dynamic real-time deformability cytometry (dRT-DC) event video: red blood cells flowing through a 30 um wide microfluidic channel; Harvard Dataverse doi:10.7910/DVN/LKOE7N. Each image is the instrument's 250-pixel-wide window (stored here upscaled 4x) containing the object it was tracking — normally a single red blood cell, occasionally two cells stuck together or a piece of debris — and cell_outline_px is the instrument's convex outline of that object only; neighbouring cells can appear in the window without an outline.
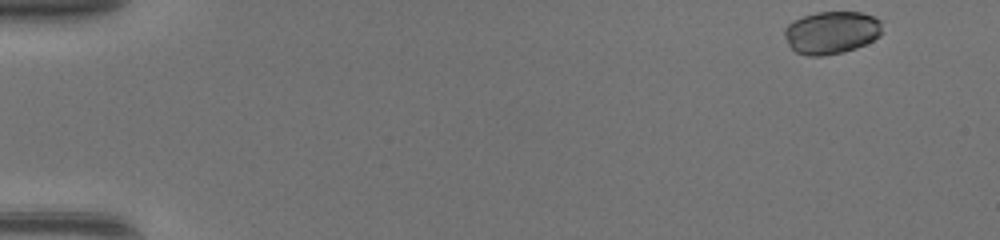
{"species": "common noctule bat (a hibernating species)", "species_latin": "Nyctalus noctula", "temperature_condition": "warm", "stored_images_in_passage": 46, "camera_frame_rate_fps": 3000, "um_per_image_px": 0.085, "animal": {"sex": "female", "body_mass_g": 17.0, "forearm_length_mm": 48.0}, "frame": {"image": 1, "passage_image": 1, "time_ms": 0.0, "image_size_px": [1000, 240], "cell_outline_px": [[884, 32], [880, 36], [856, 48], [844, 52], [820, 56], [808, 56], [796, 52], [788, 44], [784, 36], [784, 28], [792, 20], [816, 12], [860, 12], [872, 16], [880, 20]], "centroid_in_image_um": [70.67, 2.76], "position_along_channel_um": 14.3, "area_um2": 24.45}}
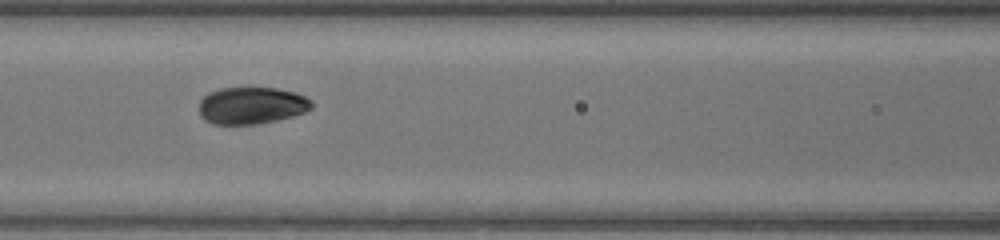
{"frame": {"image": 2, "passage_image": 20, "time_ms": 6.333, "image_size_px": [1000, 240], "cell_outline_px": [[312, 108], [304, 112], [292, 116], [276, 120], [256, 124], [212, 124], [204, 120], [200, 116], [200, 100], [208, 92], [220, 88], [244, 84], [248, 84], [276, 88], [296, 92], [312, 100]], "centroid_in_image_um": [21.36, 8.91], "position_along_channel_um": 145.2, "area_um2": 25.2}}
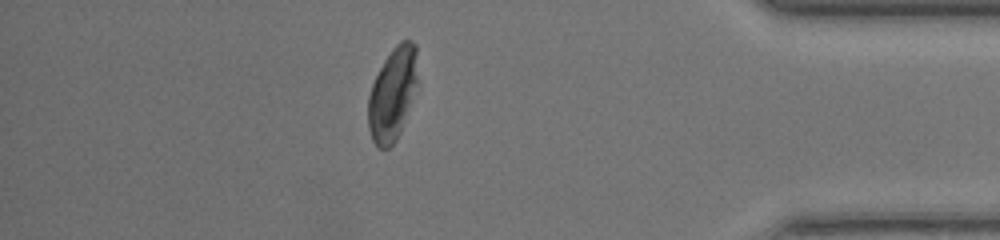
{"frame": {"image": 3, "passage_image": 40, "time_ms": 13.0, "image_size_px": [1000, 240], "cell_outline_px": [[420, 88], [400, 132], [396, 140], [388, 148], [380, 148], [372, 140], [368, 128], [368, 96], [372, 84], [384, 60], [392, 48], [400, 40], [412, 40], [416, 44], [420, 84]], "centroid_in_image_um": [33.44, 7.94], "position_along_channel_um": 401.8, "area_um2": 27.86}, "authors_computed_cell_mechanics": {"area_um2": 25.7499, "velocity_mm_per_s": 4.3623, "shape_relaxation_time_tau1_ms": 1.7092, "shape_relaxation_time_tau2_ms": null, "deformation_change_tau1": 0.0832, "deformation_change_tau2": null}}